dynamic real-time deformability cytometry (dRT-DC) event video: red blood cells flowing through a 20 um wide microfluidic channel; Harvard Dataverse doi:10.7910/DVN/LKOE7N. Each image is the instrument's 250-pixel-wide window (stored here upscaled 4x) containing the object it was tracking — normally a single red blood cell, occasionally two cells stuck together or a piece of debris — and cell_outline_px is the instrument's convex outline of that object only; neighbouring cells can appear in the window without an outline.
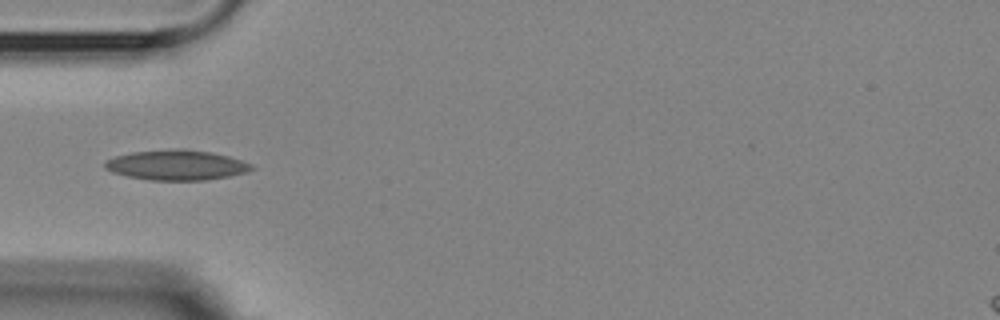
{"species": "Egyptian fruit bat (a non-hibernating species)", "species_latin": "Rousettus aegyptiacus", "temperature_condition": "room temperature", "stored_images_in_passage": 5, "camera_frame_rate_fps": 3000, "um_per_image_px": 0.085, "animal": {"sex": "female"}, "frame": {"image": 1, "passage_image": 4, "time_ms": 3.333, "image_size_px": [1000, 320], "cell_outline_px": [[256, 168], [248, 172], [228, 176], [204, 180], [152, 180], [128, 176], [112, 172], [104, 168], [104, 160], [116, 156], [132, 152], [180, 148], [184, 148], [212, 152], [228, 156], [252, 164]], "centroid_in_image_um": [15.01, 14.02], "position_along_channel_um": 70.0, "area_um2": 25.78}}
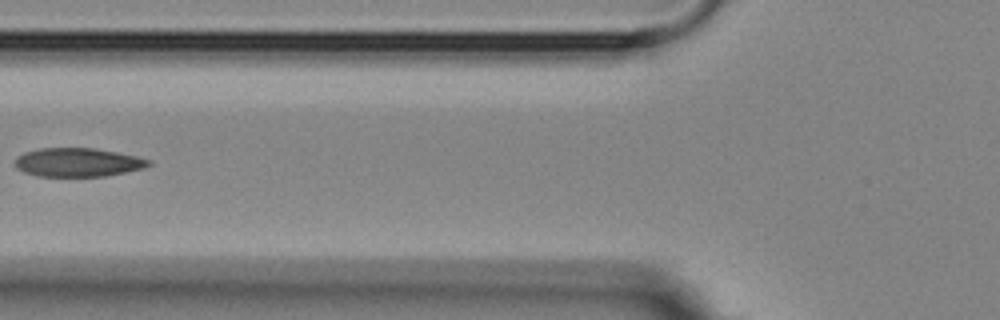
{"frame": {"image": 2, "passage_image": 5, "time_ms": 4.667, "image_size_px": [1000, 320], "cell_outline_px": [[152, 164], [144, 168], [104, 176], [36, 176], [24, 172], [16, 168], [16, 156], [24, 152], [40, 148], [92, 148], [116, 152], [136, 156], [152, 160]], "centroid_in_image_um": [6.61, 13.8], "position_along_channel_um": 119.2, "area_um2": 22.31}}